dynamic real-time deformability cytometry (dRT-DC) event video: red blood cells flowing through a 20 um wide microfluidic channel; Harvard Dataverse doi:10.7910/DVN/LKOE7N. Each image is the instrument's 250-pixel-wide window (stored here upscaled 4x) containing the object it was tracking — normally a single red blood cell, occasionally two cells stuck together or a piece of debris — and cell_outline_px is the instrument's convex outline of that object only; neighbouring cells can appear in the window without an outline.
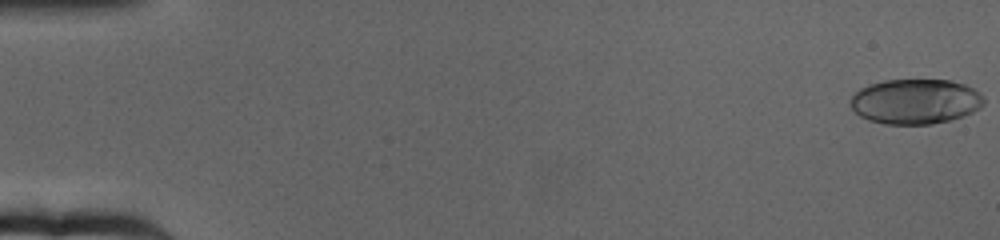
{"species": "human", "species_latin": "Homo sapiens", "temperature_condition": "cold", "stored_images_in_passage": 65, "camera_frame_rate_fps": 3000, "um_per_image_px": 0.085, "donor": {"sex": "female"}, "frame": {"image": 1, "passage_image": 1, "time_ms": 0.0, "image_size_px": [1000, 240], "cell_outline_px": [[984, 104], [980, 108], [972, 112], [952, 120], [932, 124], [884, 124], [868, 120], [860, 116], [852, 108], [852, 96], [860, 88], [884, 80], [948, 80], [964, 84], [980, 92], [984, 96]], "centroid_in_image_um": [77.84, 8.63], "position_along_channel_um": 7.2, "area_um2": 34.97}}
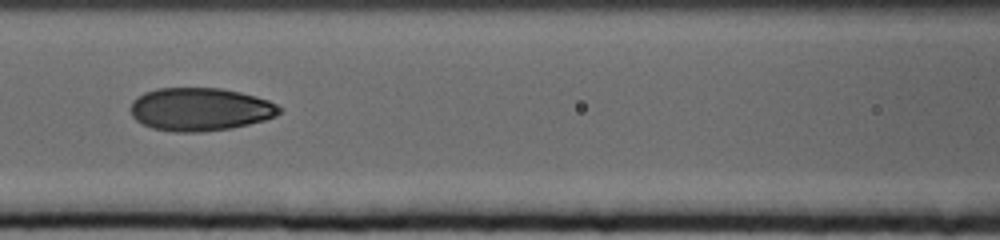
{"frame": {"image": 2, "passage_image": 30, "time_ms": 9.667, "image_size_px": [1000, 240], "cell_outline_px": [[280, 112], [276, 116], [264, 120], [232, 128], [200, 132], [176, 132], [152, 128], [136, 120], [132, 116], [132, 100], [144, 92], [156, 88], [220, 88], [240, 92], [256, 96], [268, 100], [276, 104], [280, 108]], "centroid_in_image_um": [17.01, 9.29], "position_along_channel_um": 149.6, "area_um2": 37.28}}
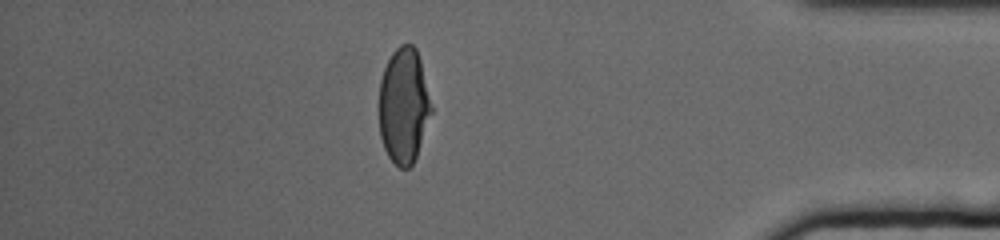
{"frame": {"image": 3, "passage_image": 57, "time_ms": 18.667, "image_size_px": [1000, 240], "cell_outline_px": [[432, 112], [416, 156], [412, 164], [408, 168], [400, 168], [388, 156], [384, 148], [380, 136], [380, 80], [384, 68], [392, 52], [400, 44], [412, 44], [416, 48], [420, 60], [432, 108]], "centroid_in_image_um": [34.31, 8.97], "position_along_channel_um": 400.9, "area_um2": 34.8}, "authors_computed_cell_mechanics": {"area_um2": 36.1828, "velocity_mm_per_s": 3.1699, "shape_relaxation_time_tau1_ms": 6.89, "shape_relaxation_time_tau2_ms": 1.4148, "deformation_change_tau1": 0.2068, "deformation_change_tau2": 0.0537}}